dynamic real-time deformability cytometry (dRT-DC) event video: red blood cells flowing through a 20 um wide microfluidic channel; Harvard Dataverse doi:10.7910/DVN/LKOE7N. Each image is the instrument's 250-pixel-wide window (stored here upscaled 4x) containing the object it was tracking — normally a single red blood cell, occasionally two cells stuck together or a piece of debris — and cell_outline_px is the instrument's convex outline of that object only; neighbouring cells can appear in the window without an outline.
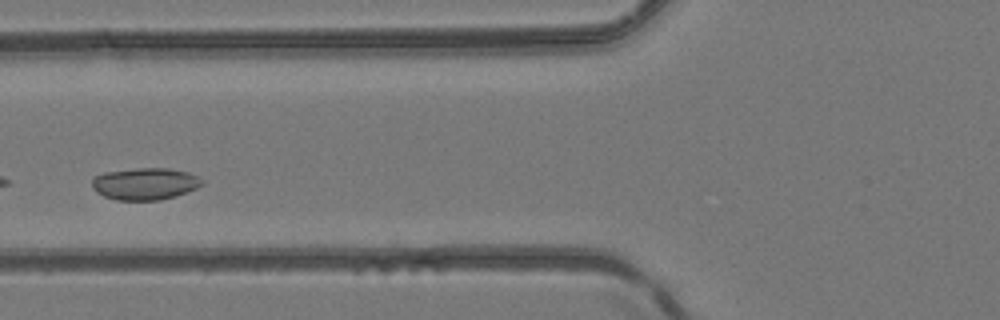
{"species": "common noctule bat (a hibernating species)", "species_latin": "Nyctalus noctula", "temperature_condition": "room temperature", "stored_images_in_passage": 4, "camera_frame_rate_fps": 3000, "um_per_image_px": 0.085, "animal": {"sex": "female", "body_mass_g": 24.6, "forearm_length_mm": 56.2}, "frame": {"image": 1, "passage_image": 3, "time_ms": 3.333, "image_size_px": [1000, 320], "cell_outline_px": [[204, 184], [196, 188], [176, 196], [160, 200], [116, 200], [104, 196], [96, 192], [92, 188], [92, 176], [104, 172], [136, 168], [168, 168], [188, 172], [200, 176], [204, 180]], "centroid_in_image_um": [12.33, 15.61], "position_along_channel_um": 113.5, "area_um2": 20.81}}
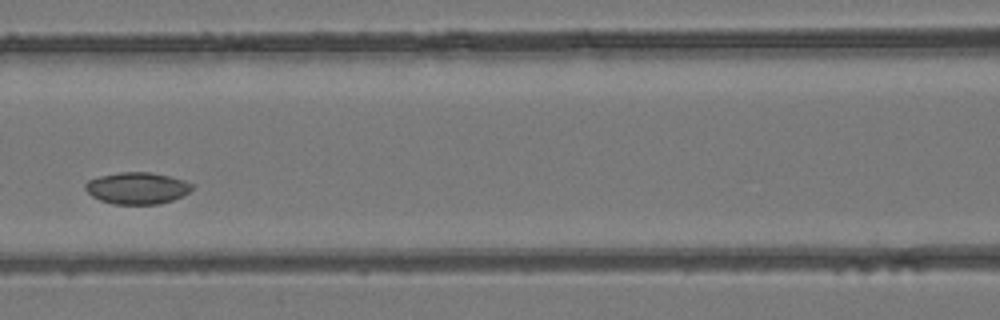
{"frame": {"image": 2, "passage_image": 4, "time_ms": 4.333, "image_size_px": [1000, 320], "cell_outline_px": [[196, 184], [184, 196], [160, 204], [112, 204], [100, 200], [92, 196], [84, 188], [84, 184], [88, 180], [100, 176], [120, 172], [152, 172], [184, 180]], "centroid_in_image_um": [11.67, 15.99], "position_along_channel_um": 154.9, "area_um2": 19.88}}